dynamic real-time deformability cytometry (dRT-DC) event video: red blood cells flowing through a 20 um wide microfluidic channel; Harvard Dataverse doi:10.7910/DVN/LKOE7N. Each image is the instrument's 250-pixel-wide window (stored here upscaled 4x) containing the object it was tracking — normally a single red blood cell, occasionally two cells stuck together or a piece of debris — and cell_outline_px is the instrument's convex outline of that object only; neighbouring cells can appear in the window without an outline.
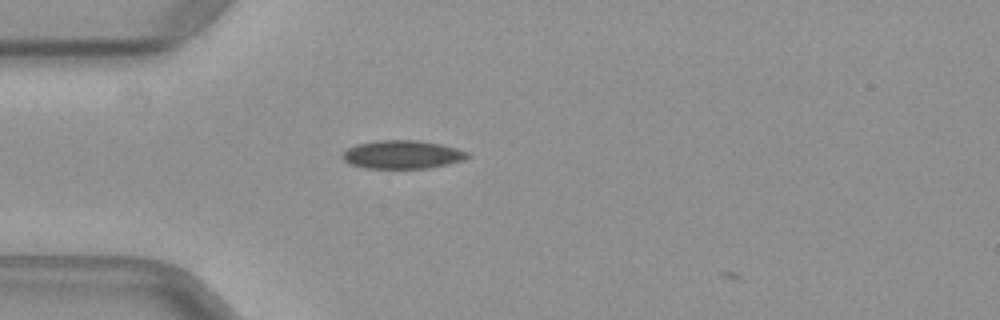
{"species": "common noctule bat (a hibernating species)", "species_latin": "Nyctalus noctula", "temperature_condition": "warm", "stored_images_in_passage": 3, "camera_frame_rate_fps": 3000, "um_per_image_px": 0.085, "animal": {"sex": "female", "body_mass_g": 29.2, "forearm_length_mm": 56.3}, "frame": {"image": 1, "passage_image": 2, "time_ms": 0.333, "image_size_px": [1000, 320], "cell_outline_px": [[472, 156], [464, 160], [448, 164], [428, 168], [364, 168], [348, 164], [340, 156], [348, 148], [356, 144], [376, 140], [416, 140], [440, 144], [472, 152]], "centroid_in_image_um": [34.22, 13.14], "position_along_channel_um": 50.8, "area_um2": 20.92}}